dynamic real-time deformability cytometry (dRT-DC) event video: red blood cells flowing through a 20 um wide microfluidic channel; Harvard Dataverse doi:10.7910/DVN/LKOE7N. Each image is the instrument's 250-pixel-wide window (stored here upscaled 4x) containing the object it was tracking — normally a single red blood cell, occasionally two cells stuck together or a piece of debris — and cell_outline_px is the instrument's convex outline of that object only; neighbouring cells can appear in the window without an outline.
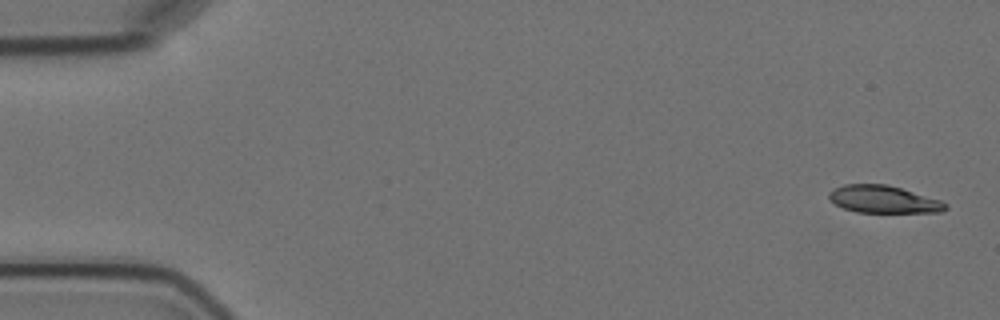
{"species": "Egyptian fruit bat (a non-hibernating species)", "species_latin": "Rousettus aegyptiacus", "temperature_condition": "cold", "stored_images_in_passage": 5, "camera_frame_rate_fps": 3000, "um_per_image_px": 0.085, "animal": {"sex": "female"}, "frame": {"image": 1, "passage_image": 1, "time_ms": 0.0, "image_size_px": [1000, 320], "cell_outline_px": [[948, 208], [940, 212], [856, 212], [844, 208], [836, 204], [828, 196], [828, 192], [832, 188], [844, 184], [888, 184], [940, 200], [948, 204]], "centroid_in_image_um": [75.08, 16.93], "position_along_channel_um": 9.9, "area_um2": 18.55}}
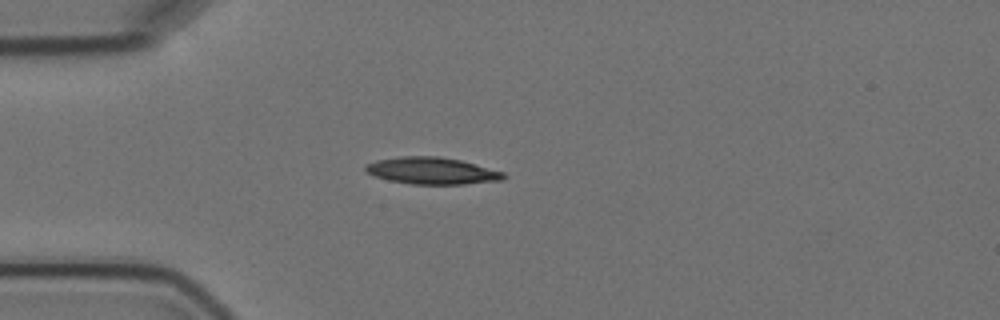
{"frame": {"image": 2, "passage_image": 5, "time_ms": 4.333, "image_size_px": [1000, 320], "cell_outline_px": [[508, 176], [504, 180], [464, 184], [412, 184], [388, 180], [364, 172], [364, 164], [376, 160], [400, 156], [440, 156], [460, 160], [504, 172]], "centroid_in_image_um": [36.7, 14.51], "position_along_channel_um": 48.3, "area_um2": 21.79}}